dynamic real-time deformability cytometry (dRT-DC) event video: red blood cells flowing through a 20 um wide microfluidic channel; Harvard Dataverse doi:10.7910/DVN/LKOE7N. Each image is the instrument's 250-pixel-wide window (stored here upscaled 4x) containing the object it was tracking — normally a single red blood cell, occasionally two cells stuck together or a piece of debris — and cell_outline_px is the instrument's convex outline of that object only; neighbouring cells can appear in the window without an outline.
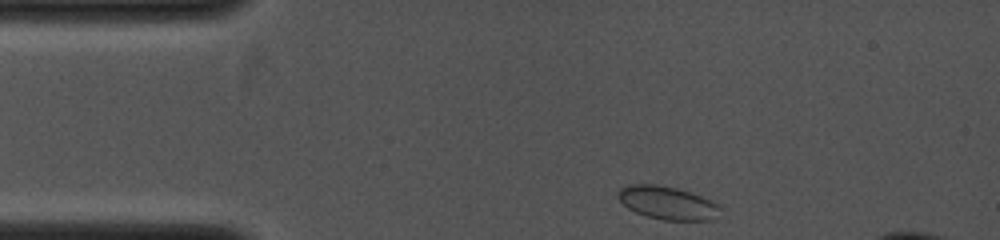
{"species": "common noctule bat (a hibernating species)", "species_latin": "Nyctalus noctula", "temperature_condition": "cold", "stored_images_in_passage": 7, "camera_frame_rate_fps": 4000, "um_per_image_px": 0.085, "animal": {"sex": "female", "body_mass_g": 19.0, "forearm_length_mm": 53.3}, "frame": {"image": 1, "passage_image": 1, "time_ms": 0.0, "image_size_px": [1000, 240], "cell_outline_px": [[724, 208], [712, 220], [664, 220], [648, 216], [636, 212], [628, 208], [616, 196], [616, 192], [620, 188], [628, 184], [656, 184], [676, 188], [700, 196], [720, 204]], "centroid_in_image_um": [56.74, 17.24], "position_along_channel_um": 28.3, "area_um2": 19.77}}